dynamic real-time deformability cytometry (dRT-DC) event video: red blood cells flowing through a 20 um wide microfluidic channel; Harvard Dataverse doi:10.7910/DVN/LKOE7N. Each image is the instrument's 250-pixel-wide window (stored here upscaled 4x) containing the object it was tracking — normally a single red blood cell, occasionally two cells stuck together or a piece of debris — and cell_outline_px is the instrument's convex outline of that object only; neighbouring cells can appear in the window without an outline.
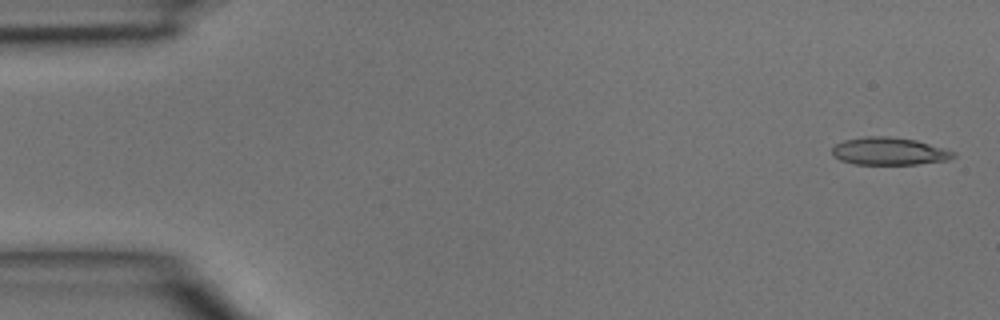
{"species": "common noctule bat (a hibernating species)", "species_latin": "Nyctalus noctula", "temperature_condition": "room temperature", "stored_images_in_passage": 4, "camera_frame_rate_fps": 3000, "um_per_image_px": 0.085, "animal": {"sex": "male", "body_mass_g": 15.6}, "frame": {"image": 1, "passage_image": 1, "time_ms": 0.0, "image_size_px": [1000, 320], "cell_outline_px": [[956, 156], [948, 160], [916, 164], [856, 164], [840, 160], [832, 156], [832, 148], [836, 144], [844, 140], [864, 136], [888, 136], [916, 140], [944, 148], [956, 152]], "centroid_in_image_um": [75.57, 12.85], "position_along_channel_um": 9.4, "area_um2": 19.54}}